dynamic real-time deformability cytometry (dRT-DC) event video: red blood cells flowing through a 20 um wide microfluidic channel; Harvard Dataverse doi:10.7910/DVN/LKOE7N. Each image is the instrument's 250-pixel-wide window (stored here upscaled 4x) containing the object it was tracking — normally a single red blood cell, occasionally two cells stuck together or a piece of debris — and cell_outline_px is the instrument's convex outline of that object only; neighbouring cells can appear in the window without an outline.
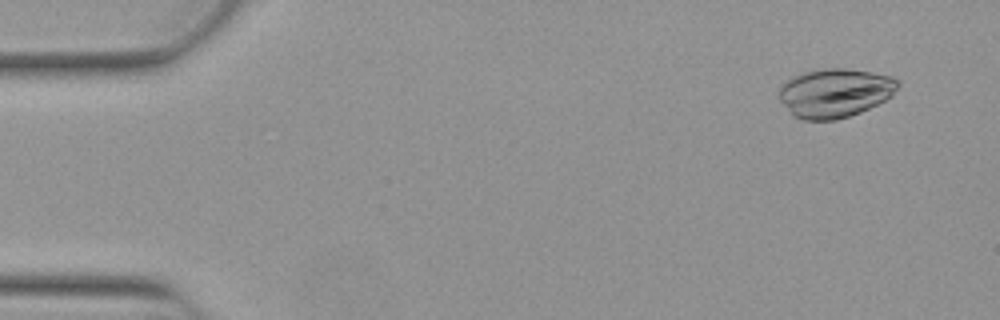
{"species": "Egyptian fruit bat (a non-hibernating species)", "species_latin": "Rousettus aegyptiacus", "temperature_condition": "warm", "stored_images_in_passage": 53, "camera_frame_rate_fps": 3000, "um_per_image_px": 0.085, "animal": {"sex": "female"}, "frame": {"image": 1, "passage_image": 4, "time_ms": 1.0, "image_size_px": [1000, 320], "cell_outline_px": [[900, 84], [892, 96], [860, 112], [836, 120], [804, 120], [796, 116], [776, 96], [780, 84], [792, 76], [804, 72], [824, 68], [844, 68], [872, 72], [892, 76], [900, 80]], "centroid_in_image_um": [70.96, 7.87], "position_along_channel_um": 14.0, "area_um2": 33.99}}
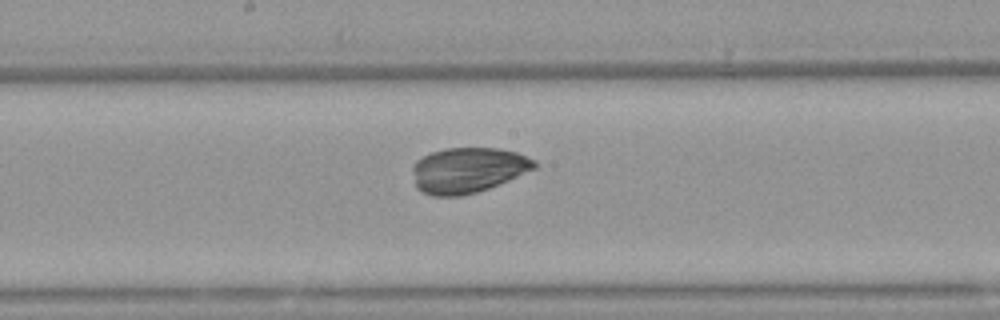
{"frame": {"image": 2, "passage_image": 28, "time_ms": 9.0, "image_size_px": [1000, 320], "cell_outline_px": [[536, 168], [508, 180], [488, 188], [476, 192], [460, 196], [432, 196], [416, 188], [412, 168], [412, 164], [416, 160], [432, 152], [444, 148], [496, 148], [516, 152], [536, 160]], "centroid_in_image_um": [39.75, 14.45], "position_along_channel_um": 208.5, "area_um2": 32.14}}
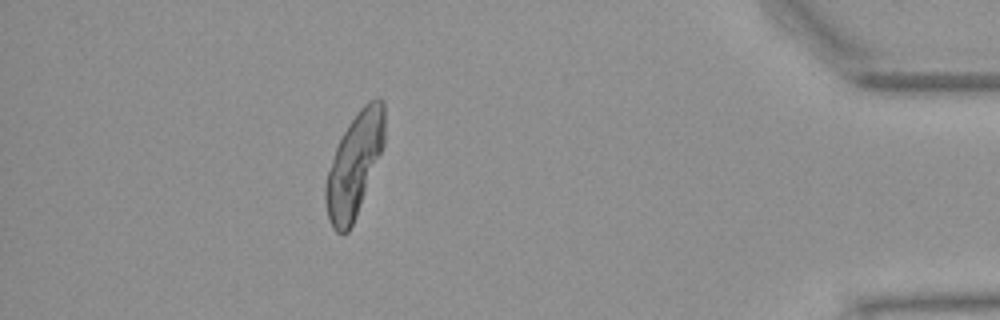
{"frame": {"image": 3, "passage_image": 47, "time_ms": 15.333, "image_size_px": [1000, 320], "cell_outline_px": [[384, 144], [356, 216], [348, 232], [336, 232], [332, 228], [328, 216], [324, 200], [324, 184], [336, 148], [348, 124], [360, 108], [368, 100], [376, 96], [380, 96], [384, 100]], "centroid_in_image_um": [30.12, 13.97], "position_along_channel_um": 405.1, "area_um2": 35.03}}